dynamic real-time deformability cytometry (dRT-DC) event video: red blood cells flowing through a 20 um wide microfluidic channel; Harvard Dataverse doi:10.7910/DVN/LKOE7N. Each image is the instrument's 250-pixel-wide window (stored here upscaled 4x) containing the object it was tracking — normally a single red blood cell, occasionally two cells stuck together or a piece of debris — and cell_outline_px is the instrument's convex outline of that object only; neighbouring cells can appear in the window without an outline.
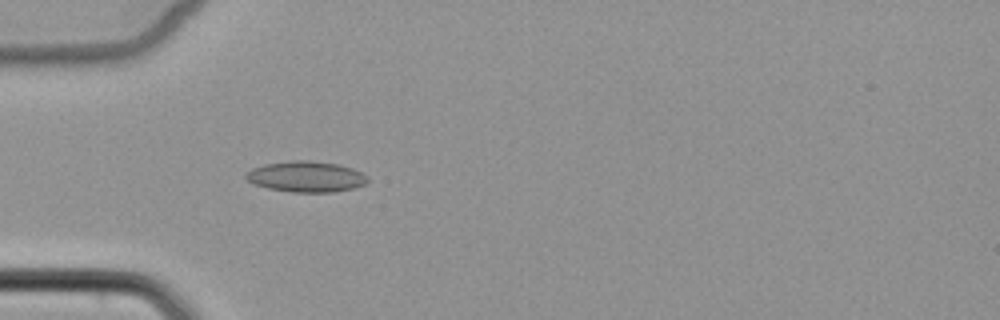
{"species": "common noctule bat (a hibernating species)", "species_latin": "Nyctalus noctula", "temperature_condition": "cold", "stored_images_in_passage": 2, "camera_frame_rate_fps": 3000, "um_per_image_px": 0.085, "animal": {"sex": "female", "body_mass_g": 22.7, "forearm_length_mm": 54.2}, "frame": {"image": 1, "passage_image": 2, "time_ms": 1.333, "image_size_px": [1000, 320], "cell_outline_px": [[368, 180], [364, 184], [352, 188], [336, 192], [292, 192], [268, 188], [256, 184], [248, 180], [244, 176], [252, 168], [264, 164], [292, 160], [308, 160], [336, 164], [352, 168], [368, 176]], "centroid_in_image_um": [26.02, 15.01], "position_along_channel_um": 59.0, "area_um2": 21.68}}